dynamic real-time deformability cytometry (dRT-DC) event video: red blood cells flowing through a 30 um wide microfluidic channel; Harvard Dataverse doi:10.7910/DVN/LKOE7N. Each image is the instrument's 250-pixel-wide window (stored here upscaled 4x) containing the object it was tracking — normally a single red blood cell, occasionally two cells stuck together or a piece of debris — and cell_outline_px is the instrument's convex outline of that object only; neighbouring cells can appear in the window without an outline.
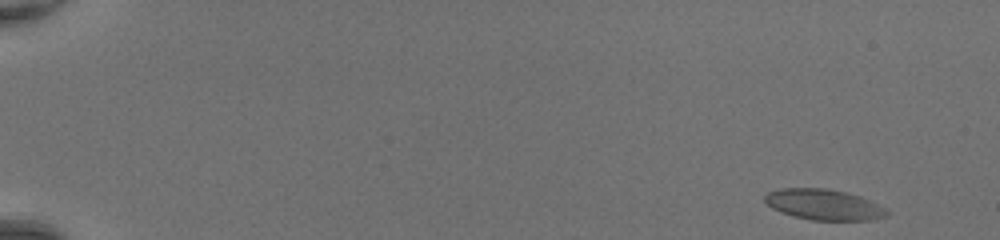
{"species": "common noctule bat (a hibernating species)", "species_latin": "Nyctalus noctula", "temperature_condition": "room temperature", "stored_images_in_passage": 47, "camera_frame_rate_fps": 3000, "um_per_image_px": 0.085, "animal": {"sex": "female", "body_mass_g": 20.0, "forearm_length_mm": 54.0}, "frame": {"image": 1, "passage_image": 1, "time_ms": 0.0, "image_size_px": [1000, 240], "cell_outline_px": [[888, 212], [884, 216], [872, 220], [812, 220], [792, 216], [780, 212], [772, 208], [764, 200], [764, 196], [768, 192], [780, 188], [828, 188], [860, 196], [884, 208]], "centroid_in_image_um": [69.96, 17.39], "position_along_channel_um": 15.0, "area_um2": 21.68}}
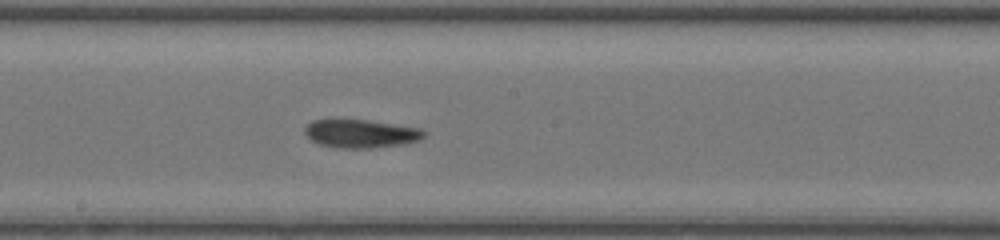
{"frame": {"image": 2, "passage_image": 27, "time_ms": 8.667, "image_size_px": [1000, 240], "cell_outline_px": [[428, 132], [420, 140], [404, 144], [372, 148], [340, 148], [320, 144], [312, 140], [304, 132], [304, 128], [312, 120], [368, 120], [420, 128]], "centroid_in_image_um": [30.71, 11.36], "position_along_channel_um": 217.5, "area_um2": 19.59}}
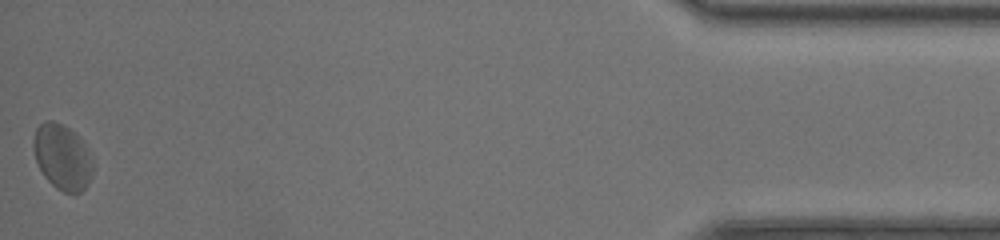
{"frame": {"image": 3, "passage_image": 47, "time_ms": 15.333, "image_size_px": [1000, 240], "cell_outline_px": [[92, 176], [88, 184], [80, 192], [64, 192], [56, 188], [44, 176], [36, 160], [32, 148], [32, 144], [36, 128], [44, 120], [52, 120], [64, 124], [84, 144], [92, 160]], "centroid_in_image_um": [5.27, 13.33], "position_along_channel_um": 429.9, "area_um2": 22.43}, "authors_computed_cell_mechanics": {"area_um2": 20.808, "velocity_mm_per_s": 4.3499, "shape_relaxation_time_tau1_ms": null, "shape_relaxation_time_tau2_ms": 1.8208, "deformation_change_tau1": null, "deformation_change_tau2": 0.076}}